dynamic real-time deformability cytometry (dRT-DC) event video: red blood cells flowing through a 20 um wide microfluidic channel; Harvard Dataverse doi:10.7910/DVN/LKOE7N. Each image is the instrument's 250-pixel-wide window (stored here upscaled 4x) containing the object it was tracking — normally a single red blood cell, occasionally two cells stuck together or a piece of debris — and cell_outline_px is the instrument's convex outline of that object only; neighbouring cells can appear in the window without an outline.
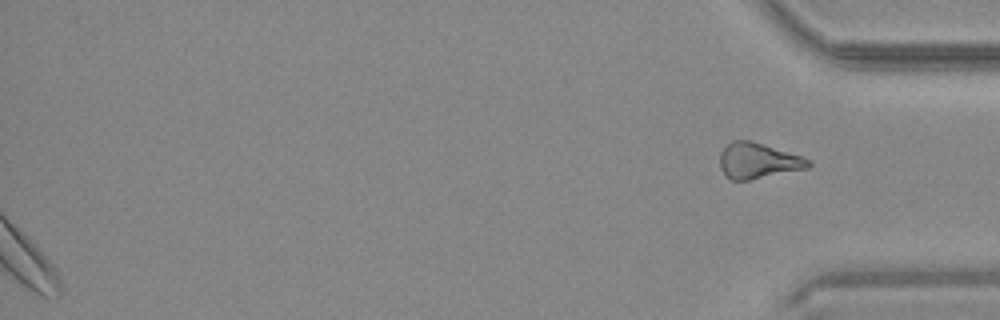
{"species": "common noctule bat (a hibernating species)", "species_latin": "Nyctalus noctula", "temperature_condition": "warm", "stored_images_in_passage": 40, "segment_of_instrument_passage": [2, 2], "camera_frame_rate_fps": 3000, "um_per_image_px": 0.085, "animal": {"sex": "male", "body_mass_g": 20.4}, "frame": {"image": 1, "passage_image": 40, "time_ms": 13.0, "image_size_px": [1000, 320], "cell_outline_px": [[812, 164], [808, 168], [748, 180], [732, 180], [720, 168], [720, 152], [732, 140], [752, 140], [800, 156], [808, 160]], "centroid_in_image_um": [64.41, 13.65], "position_along_channel_um": 370.8, "area_um2": 18.09}}